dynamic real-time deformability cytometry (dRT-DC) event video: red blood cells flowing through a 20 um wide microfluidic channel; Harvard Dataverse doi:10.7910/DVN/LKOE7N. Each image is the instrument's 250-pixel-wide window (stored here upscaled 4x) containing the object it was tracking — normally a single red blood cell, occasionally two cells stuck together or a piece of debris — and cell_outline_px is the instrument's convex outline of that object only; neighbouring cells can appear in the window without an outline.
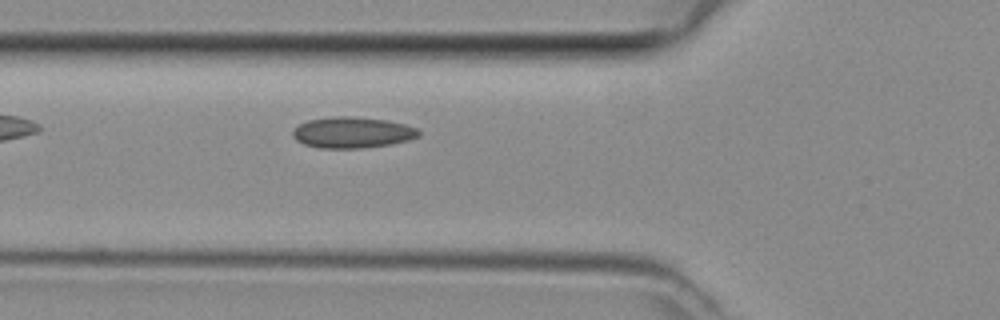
{"species": "common noctule bat (a hibernating species)", "species_latin": "Nyctalus noctula", "temperature_condition": "room temperature", "stored_images_in_passage": 29, "camera_frame_rate_fps": 3000, "um_per_image_px": 0.085, "animal": {"sex": "female", "body_mass_g": 29.2, "forearm_length_mm": 56.3}, "frame": {"image": 1, "passage_image": 3, "time_ms": 0.667, "image_size_px": [1000, 320], "cell_outline_px": [[420, 136], [408, 140], [392, 144], [364, 148], [320, 148], [304, 144], [296, 140], [292, 136], [292, 128], [308, 120], [332, 116], [352, 116], [388, 120], [404, 124], [416, 128], [420, 132]], "centroid_in_image_um": [29.93, 11.26], "position_along_channel_um": 95.9, "area_um2": 23.0}}
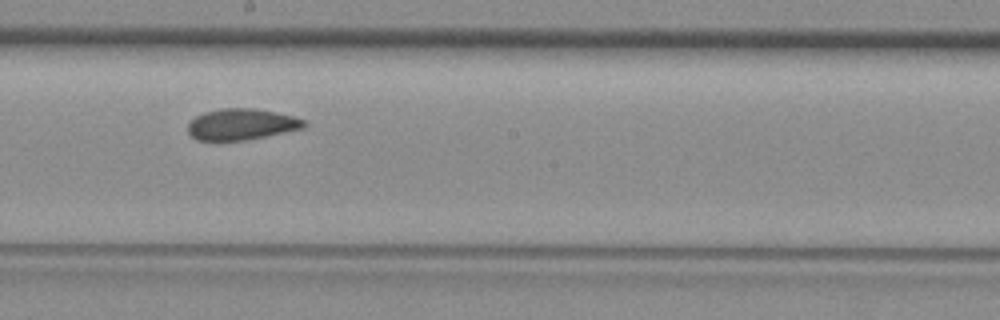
{"frame": {"image": 2, "passage_image": 12, "time_ms": 3.667, "image_size_px": [1000, 320], "cell_outline_px": [[308, 124], [304, 128], [244, 140], [196, 140], [188, 132], [188, 124], [196, 116], [204, 112], [220, 108], [252, 108], [276, 112], [296, 116], [304, 120]], "centroid_in_image_um": [20.54, 10.55], "position_along_channel_um": 227.7, "area_um2": 21.04}}
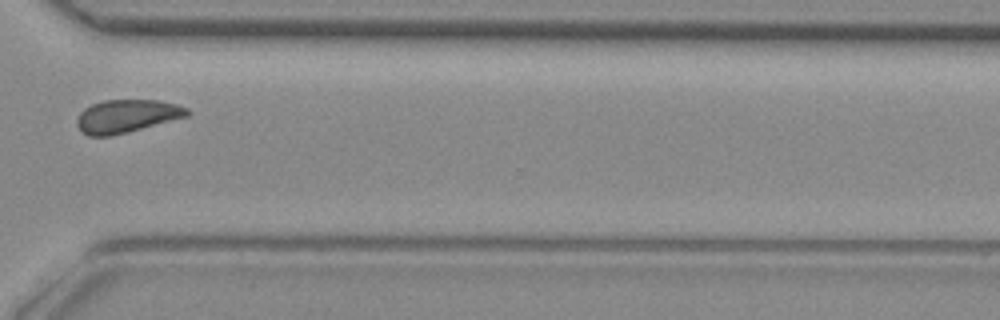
{"frame": {"image": 3, "passage_image": 21, "time_ms": 6.667, "image_size_px": [1000, 320], "cell_outline_px": [[192, 112], [188, 116], [112, 136], [88, 136], [76, 124], [76, 120], [80, 112], [84, 108], [92, 104], [104, 100], [160, 100], [176, 104], [188, 108]], "centroid_in_image_um": [10.78, 9.86], "position_along_channel_um": 359.8, "area_um2": 21.21}}